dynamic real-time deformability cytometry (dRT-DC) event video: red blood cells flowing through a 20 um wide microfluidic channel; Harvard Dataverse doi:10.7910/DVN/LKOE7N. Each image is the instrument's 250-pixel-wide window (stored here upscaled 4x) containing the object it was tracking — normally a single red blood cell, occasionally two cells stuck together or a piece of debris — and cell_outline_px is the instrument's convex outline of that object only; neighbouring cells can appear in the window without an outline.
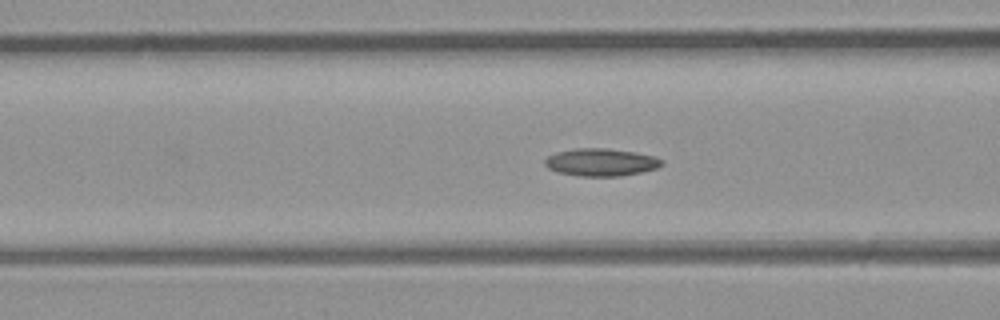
{"species": "common noctule bat (a hibernating species)", "species_latin": "Nyctalus noctula", "temperature_condition": "room temperature", "stored_images_in_passage": 48, "camera_frame_rate_fps": 3000, "um_per_image_px": 0.085, "animal": {"sex": "male", "body_mass_g": 23.1, "forearm_length_mm": 52.7}, "frame": {"image": 1, "passage_image": 17, "time_ms": 5.333, "image_size_px": [1000, 320], "cell_outline_px": [[664, 164], [656, 168], [640, 172], [620, 176], [580, 176], [556, 172], [548, 168], [544, 164], [544, 160], [548, 156], [556, 152], [576, 148], [608, 148], [636, 152], [656, 156], [664, 160]], "centroid_in_image_um": [51.09, 13.78], "position_along_channel_um": 115.5, "area_um2": 18.96}}
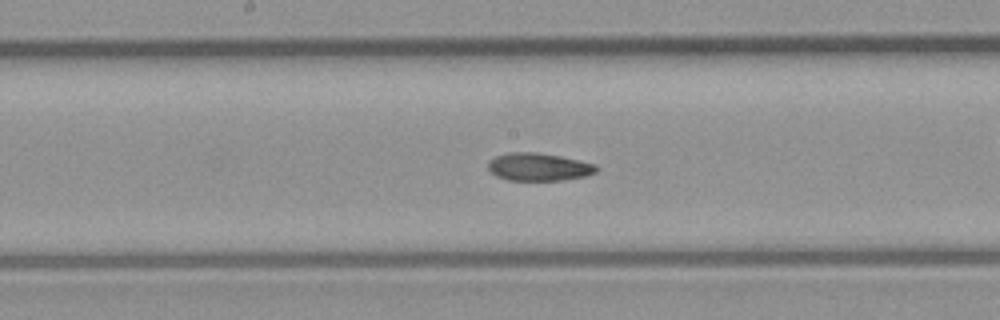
{"frame": {"image": 2, "passage_image": 23, "time_ms": 7.333, "image_size_px": [1000, 320], "cell_outline_px": [[600, 168], [596, 172], [584, 176], [560, 180], [508, 180], [496, 176], [488, 168], [488, 160], [496, 156], [508, 152], [536, 152], [560, 156], [596, 164]], "centroid_in_image_um": [45.78, 14.18], "position_along_channel_um": 202.4, "area_um2": 17.51}}
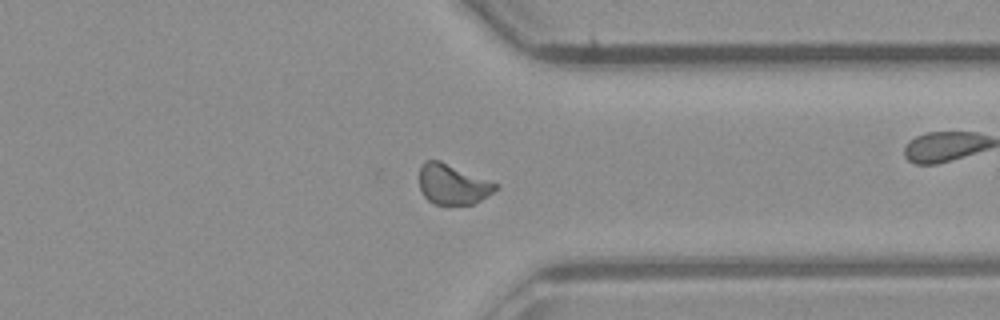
{"frame": {"image": 3, "passage_image": 35, "time_ms": 11.333, "image_size_px": [1000, 320], "cell_outline_px": [[500, 188], [480, 200], [472, 204], [436, 204], [428, 200], [424, 196], [420, 188], [420, 164], [424, 160], [440, 160], [500, 184]], "centroid_in_image_um": [38.5, 15.64], "position_along_channel_um": 372.9, "area_um2": 17.98}, "authors_computed_cell_mechanics": {"area_um2": 18.0625, "velocity_mm_per_s": 4.3167, "shape_relaxation_time_tau1_ms": null, "shape_relaxation_time_tau2_ms": 4.2183, "deformation_change_tau1": null, "deformation_change_tau2": 0.0924}}